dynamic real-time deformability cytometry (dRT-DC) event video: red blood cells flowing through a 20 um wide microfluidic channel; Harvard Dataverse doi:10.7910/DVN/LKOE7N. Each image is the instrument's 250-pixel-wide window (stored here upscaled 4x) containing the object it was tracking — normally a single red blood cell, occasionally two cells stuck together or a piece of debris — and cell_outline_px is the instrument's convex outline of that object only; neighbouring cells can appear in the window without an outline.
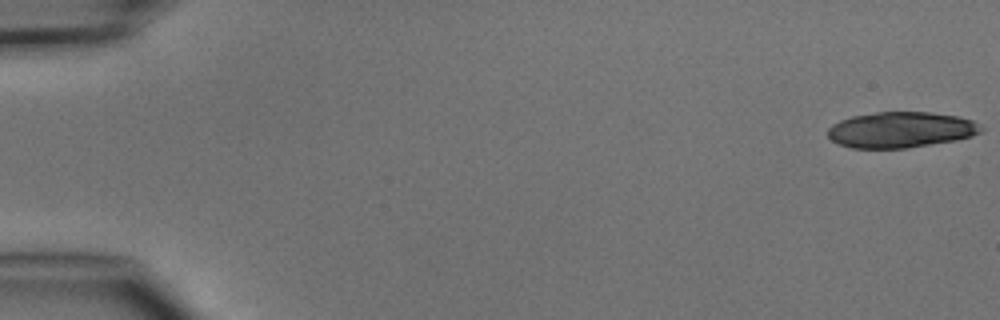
{"species": "common noctule bat (a hibernating species)", "species_latin": "Nyctalus noctula", "temperature_condition": "cold", "stored_images_in_passage": 6, "camera_frame_rate_fps": 3000, "um_per_image_px": 0.085, "animal": {"sex": "male", "body_mass_g": 15.6}, "frame": {"image": 1, "passage_image": 1, "time_ms": 0.0, "image_size_px": [1000, 320], "cell_outline_px": [[984, 128], [980, 132], [972, 136], [956, 140], [908, 148], [852, 148], [840, 144], [832, 140], [828, 136], [828, 128], [832, 124], [840, 120], [852, 116], [876, 112], [932, 112], [960, 116], [972, 120]], "centroid_in_image_um": [76.59, 11.03], "position_along_channel_um": 8.4, "area_um2": 32.08}}
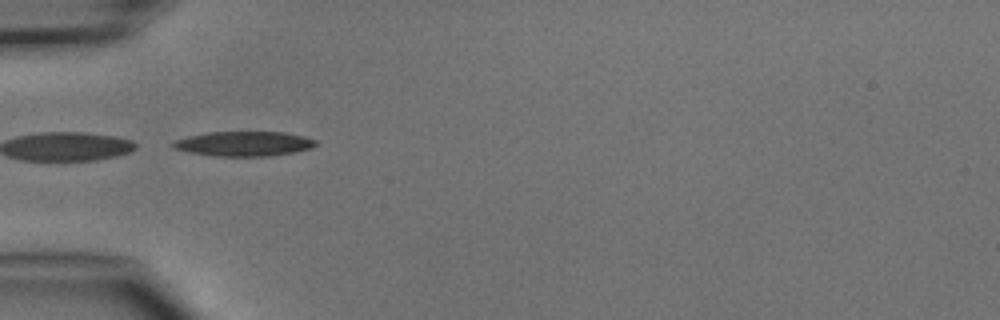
{"frame": {"image": 2, "passage_image": 5, "time_ms": 5.0, "image_size_px": [1000, 320], "cell_outline_px": [[316, 144], [312, 148], [296, 152], [268, 156], [216, 156], [188, 152], [172, 148], [168, 144], [176, 140], [188, 136], [208, 132], [284, 132], [304, 136], [316, 140]], "centroid_in_image_um": [20.71, 12.22], "position_along_channel_um": 64.3, "area_um2": 20.69}}